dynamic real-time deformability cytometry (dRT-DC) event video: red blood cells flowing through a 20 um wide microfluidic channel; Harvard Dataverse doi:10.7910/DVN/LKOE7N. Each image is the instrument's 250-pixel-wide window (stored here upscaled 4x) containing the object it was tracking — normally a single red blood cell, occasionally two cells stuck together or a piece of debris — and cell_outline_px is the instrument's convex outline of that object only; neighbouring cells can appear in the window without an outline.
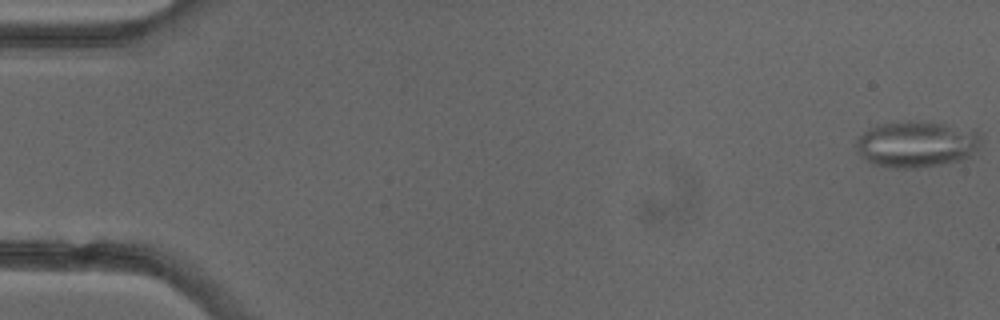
{"species": "common noctule bat (a hibernating species)", "species_latin": "Nyctalus noctula", "temperature_condition": "cold", "stored_images_in_passage": 5, "camera_frame_rate_fps": 3000, "um_per_image_px": 0.085, "animal": {"sex": "female"}, "frame": {"image": 1, "passage_image": 1, "time_ms": 0.0, "image_size_px": [1000, 320], "cell_outline_px": [[980, 140], [976, 148], [968, 156], [960, 160], [940, 164], [916, 168], [896, 168], [872, 164], [860, 156], [856, 148], [856, 140], [868, 128], [876, 124], [900, 120], [912, 120], [976, 128], [980, 132]], "centroid_in_image_um": [77.87, 12.22], "position_along_channel_um": 7.1, "area_um2": 34.04}}